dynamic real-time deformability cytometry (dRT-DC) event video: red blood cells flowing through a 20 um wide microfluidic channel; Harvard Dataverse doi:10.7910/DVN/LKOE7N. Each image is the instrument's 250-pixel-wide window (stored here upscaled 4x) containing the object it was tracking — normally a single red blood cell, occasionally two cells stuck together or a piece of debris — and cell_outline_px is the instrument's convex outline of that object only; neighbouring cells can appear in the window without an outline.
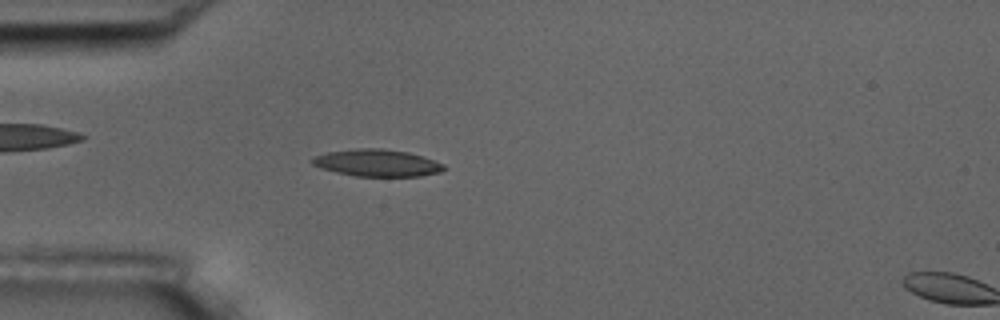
{"species": "common noctule bat (a hibernating species)", "species_latin": "Nyctalus noctula", "temperature_condition": "room temperature", "stored_images_in_passage": 56, "camera_frame_rate_fps": 3000, "um_per_image_px": 0.085, "animal": {"sex": "male", "body_mass_g": 17.5, "forearm_length_mm": 52.3}, "frame": {"image": 1, "passage_image": 16, "time_ms": 5.0, "image_size_px": [1000, 320], "cell_outline_px": [[448, 168], [440, 172], [420, 176], [356, 176], [336, 172], [312, 164], [312, 156], [328, 152], [356, 148], [380, 148], [408, 152], [424, 156], [444, 164]], "centroid_in_image_um": [32.09, 13.84], "position_along_channel_um": 52.9, "area_um2": 20.75}}
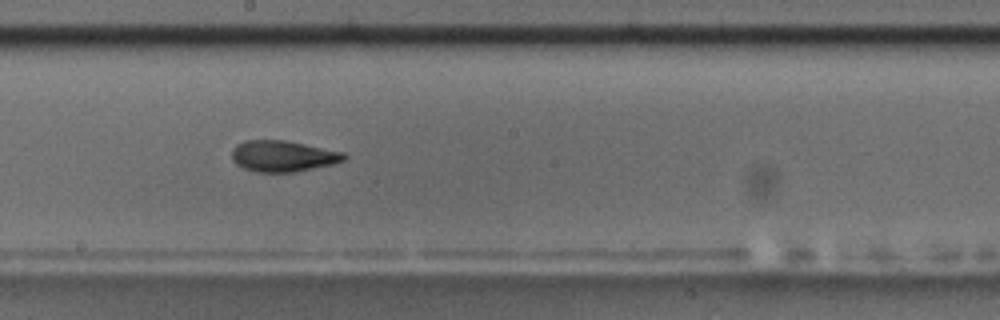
{"frame": {"image": 2, "passage_image": 31, "time_ms": 10.0, "image_size_px": [1000, 320], "cell_outline_px": [[348, 156], [344, 160], [332, 164], [296, 172], [256, 172], [244, 168], [236, 164], [232, 160], [232, 148], [236, 144], [244, 140], [284, 140], [344, 152]], "centroid_in_image_um": [24.02, 13.27], "position_along_channel_um": 224.2, "area_um2": 20.4}}
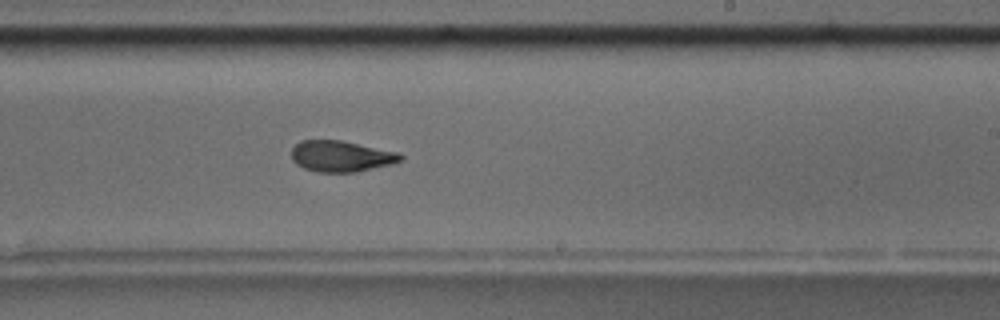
{"frame": {"image": 3, "passage_image": 34, "time_ms": 11.0, "image_size_px": [1000, 320], "cell_outline_px": [[404, 156], [400, 160], [392, 164], [356, 172], [320, 172], [304, 168], [296, 164], [292, 160], [292, 148], [300, 140], [340, 140], [400, 152]], "centroid_in_image_um": [29.0, 13.27], "position_along_channel_um": 260.0, "area_um2": 19.77}, "authors_computed_cell_mechanics": {"area_um2": 20.1144, "velocity_mm_per_s": 3.5936, "shape_relaxation_time_tau1_ms": 3.7648, "shape_relaxation_time_tau2_ms": 3.2059, "deformation_change_tau1": 0.1667, "deformation_change_tau2": 0.1082}}